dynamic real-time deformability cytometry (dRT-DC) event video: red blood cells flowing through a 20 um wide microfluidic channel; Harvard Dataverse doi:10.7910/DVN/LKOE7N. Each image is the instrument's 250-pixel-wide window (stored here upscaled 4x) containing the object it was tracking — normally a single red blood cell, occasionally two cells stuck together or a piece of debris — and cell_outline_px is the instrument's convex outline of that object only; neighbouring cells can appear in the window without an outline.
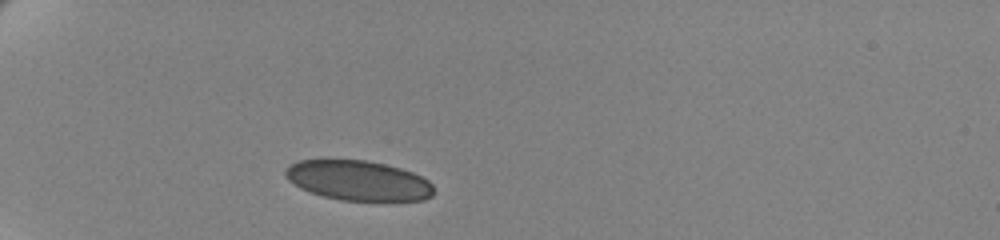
{"species": "human", "species_latin": "Homo sapiens", "temperature_condition": "cold", "stored_images_in_passage": 41, "camera_frame_rate_fps": 3000, "um_per_image_px": 0.085, "donor": {"sex": "female"}, "frame": {"image": 1, "passage_image": 1, "time_ms": 0.0, "image_size_px": [1000, 240], "cell_outline_px": [[436, 192], [432, 196], [424, 200], [340, 200], [308, 192], [300, 188], [288, 180], [284, 176], [284, 172], [292, 164], [300, 160], [368, 160], [400, 168], [412, 172], [428, 180], [432, 184]], "centroid_in_image_um": [30.47, 15.35], "position_along_channel_um": 54.5, "area_um2": 34.45}}
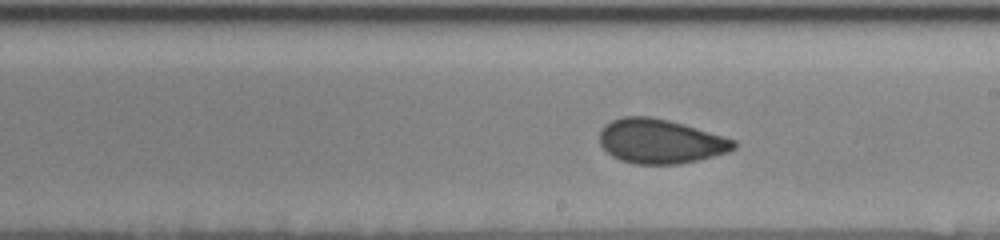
{"frame": {"image": 2, "passage_image": 19, "time_ms": 6.0, "image_size_px": [1000, 240], "cell_outline_px": [[736, 148], [728, 152], [696, 160], [676, 164], [636, 164], [620, 160], [612, 156], [600, 144], [600, 128], [604, 124], [612, 120], [624, 116], [648, 116], [668, 120], [684, 124], [724, 136], [736, 140]], "centroid_in_image_um": [56.12, 12.0], "position_along_channel_um": 232.9, "area_um2": 34.68}}
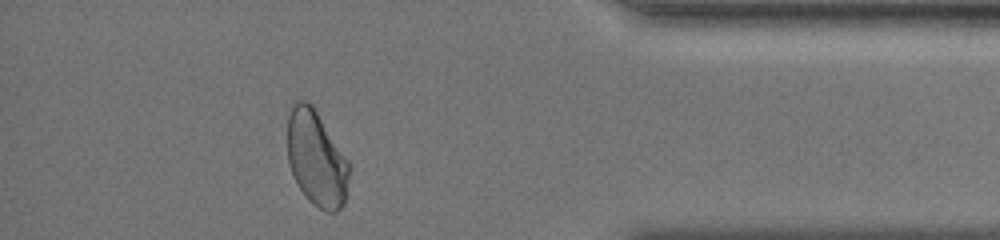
{"frame": {"image": 3, "passage_image": 36, "time_ms": 11.667, "image_size_px": [1000, 240], "cell_outline_px": [[348, 180], [344, 204], [336, 212], [328, 212], [320, 208], [300, 188], [292, 172], [288, 160], [288, 116], [292, 100], [304, 100], [312, 104], [348, 160]], "centroid_in_image_um": [26.88, 13.41], "position_along_channel_um": 408.3, "area_um2": 33.76}, "authors_computed_cell_mechanics": {"area_um2": 35.0268, "velocity_mm_per_s": 3.4849, "shape_relaxation_time_tau1_ms": 6.7961, "shape_relaxation_time_tau2_ms": 0.898, "deformation_change_tau1": 0.1139, "deformation_change_tau2": 0.0444}}